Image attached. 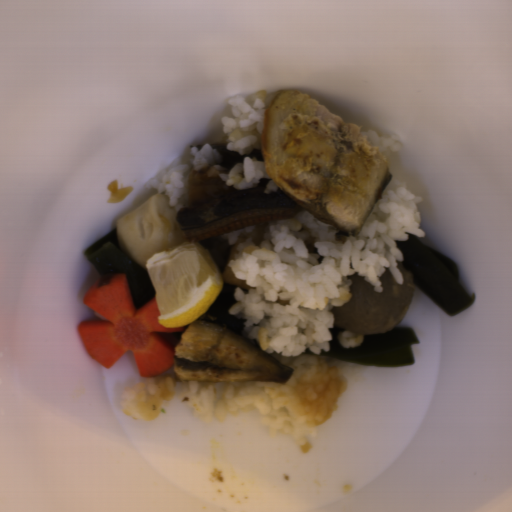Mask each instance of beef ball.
<instances>
[{"mask_svg":"<svg viewBox=\"0 0 512 512\" xmlns=\"http://www.w3.org/2000/svg\"><path fill=\"white\" fill-rule=\"evenodd\" d=\"M396 267L402 284L385 267L379 280L382 292H375L374 286L361 275H348L352 282L351 299L340 307L330 308L333 326L364 335H378L395 328L411 308L415 295V276L401 262L397 261Z\"/></svg>","mask_w":512,"mask_h":512,"instance_id":"beef-ball-1","label":"beef ball"}]
</instances>
